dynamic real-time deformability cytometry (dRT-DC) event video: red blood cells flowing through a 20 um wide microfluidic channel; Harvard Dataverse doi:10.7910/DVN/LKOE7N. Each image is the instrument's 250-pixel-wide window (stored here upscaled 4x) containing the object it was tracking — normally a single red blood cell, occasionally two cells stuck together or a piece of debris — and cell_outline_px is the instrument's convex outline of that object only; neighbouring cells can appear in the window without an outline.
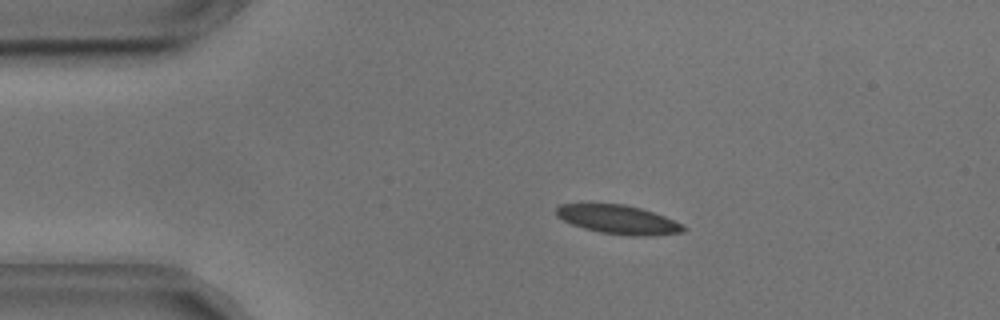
{"species": "common noctule bat (a hibernating species)", "species_latin": "Nyctalus noctula", "temperature_condition": "cold", "stored_images_in_passage": 50, "camera_frame_rate_fps": 3000, "um_per_image_px": 0.085, "animal": {"sex": "male", "body_mass_g": 17.9, "forearm_length_mm": 54.2}, "frame": {"image": 1, "passage_image": 6, "time_ms": 1.667, "image_size_px": [1000, 320], "cell_outline_px": [[688, 228], [684, 232], [652, 236], [628, 236], [600, 232], [584, 228], [572, 224], [556, 216], [556, 208], [560, 204], [624, 204], [640, 208], [664, 216]], "centroid_in_image_um": [52.56, 18.67], "position_along_channel_um": 32.4, "area_um2": 21.27}}
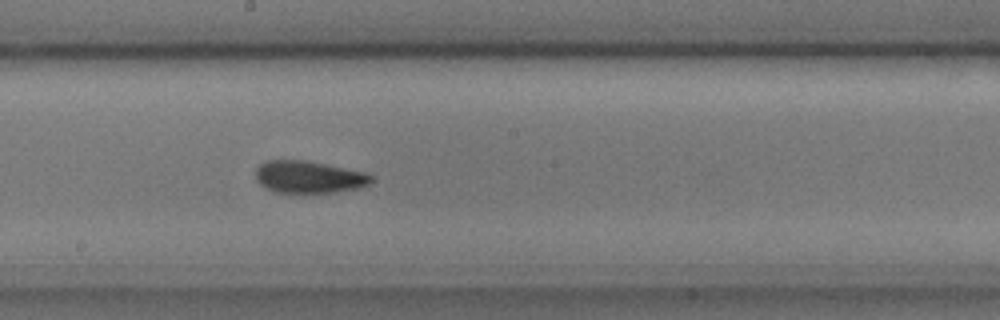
{"frame": {"image": 2, "passage_image": 25, "time_ms": 8.0, "image_size_px": [1000, 320], "cell_outline_px": [[372, 180], [368, 184], [360, 188], [336, 192], [272, 192], [264, 188], [256, 180], [256, 168], [264, 160], [304, 160], [368, 172], [372, 176]], "centroid_in_image_um": [26.24, 15.04], "position_along_channel_um": 222.0, "area_um2": 21.85}}
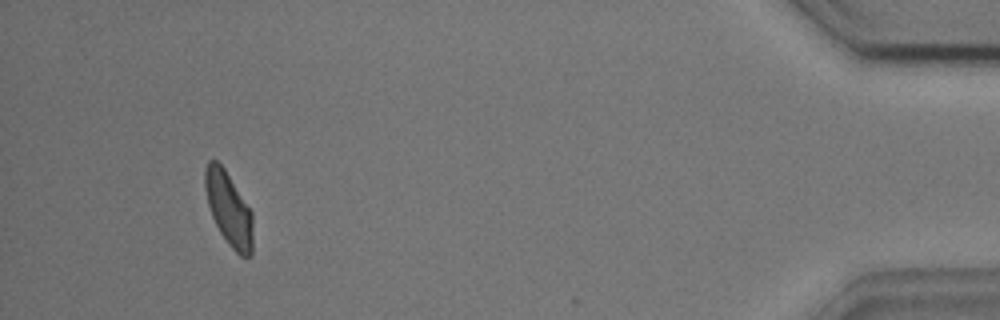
{"frame": {"image": 3, "passage_image": 47, "time_ms": 15.333, "image_size_px": [1000, 320], "cell_outline_px": [[252, 252], [248, 256], [240, 256], [228, 244], [220, 232], [212, 216], [208, 204], [204, 188], [204, 172], [208, 160], [216, 160], [224, 168], [252, 212]], "centroid_in_image_um": [19.42, 17.74], "position_along_channel_um": 415.8, "area_um2": 20.29}, "authors_computed_cell_mechanics": {"area_um2": 21.5305, "velocity_mm_per_s": 3.5931, "shape_relaxation_time_tau1_ms": 3.0332, "shape_relaxation_time_tau2_ms": 1.8765, "deformation_change_tau1": 0.0971, "deformation_change_tau2": 0.0604}}